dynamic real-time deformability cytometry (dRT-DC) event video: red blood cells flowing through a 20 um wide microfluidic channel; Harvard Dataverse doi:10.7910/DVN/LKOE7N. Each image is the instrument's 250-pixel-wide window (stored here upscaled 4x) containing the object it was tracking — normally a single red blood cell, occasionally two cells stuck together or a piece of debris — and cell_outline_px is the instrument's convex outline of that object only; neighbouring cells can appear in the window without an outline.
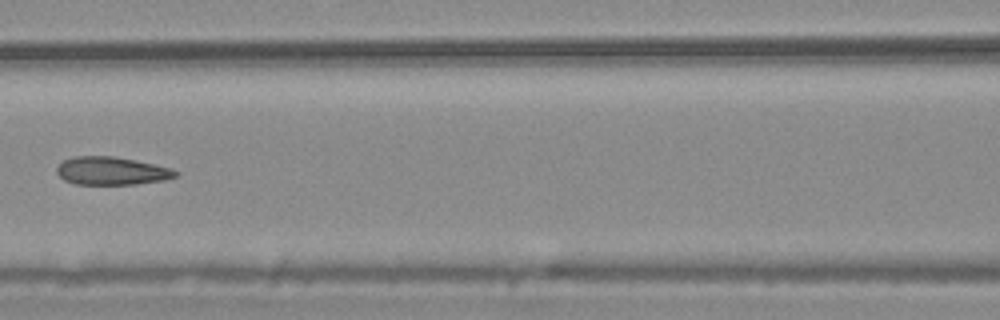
{"species": "common noctule bat (a hibernating species)", "species_latin": "Nyctalus noctula", "temperature_condition": "warm", "stored_images_in_passage": 6, "camera_frame_rate_fps": 3000, "um_per_image_px": 0.085, "animal": {"sex": "male", "body_mass_g": 20.4}, "frame": {"image": 1, "passage_image": 6, "time_ms": 1.667, "image_size_px": [1000, 320], "cell_outline_px": [[180, 172], [176, 176], [164, 180], [136, 184], [76, 184], [64, 180], [56, 172], [56, 168], [64, 160], [72, 156], [112, 156], [136, 160], [156, 164], [172, 168]], "centroid_in_image_um": [9.5, 14.52], "position_along_channel_um": 157.1, "area_um2": 19.48}}